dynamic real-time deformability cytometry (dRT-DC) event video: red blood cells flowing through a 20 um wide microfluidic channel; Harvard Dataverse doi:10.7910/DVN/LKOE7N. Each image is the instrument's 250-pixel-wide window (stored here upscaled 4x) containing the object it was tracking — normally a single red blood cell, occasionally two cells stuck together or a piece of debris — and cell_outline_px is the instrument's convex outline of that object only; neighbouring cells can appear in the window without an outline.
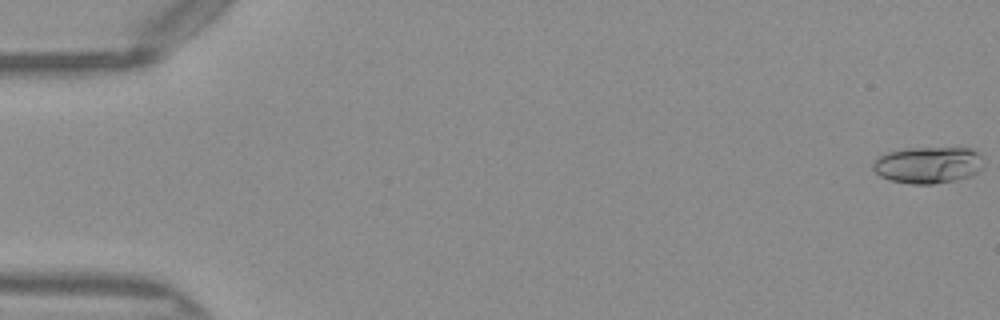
{"species": "Egyptian fruit bat (a non-hibernating species)", "species_latin": "Rousettus aegyptiacus", "temperature_condition": "warm", "stored_images_in_passage": 51, "camera_frame_rate_fps": 3000, "um_per_image_px": 0.085, "frame": {"image": 1, "passage_image": 1, "time_ms": 0.0, "image_size_px": [1000, 320], "cell_outline_px": [[984, 168], [972, 176], [956, 180], [932, 184], [912, 184], [888, 180], [880, 176], [872, 168], [872, 164], [876, 156], [888, 152], [908, 148], [972, 148], [980, 152]], "centroid_in_image_um": [78.9, 14.02], "position_along_channel_um": 6.1, "area_um2": 24.04}}
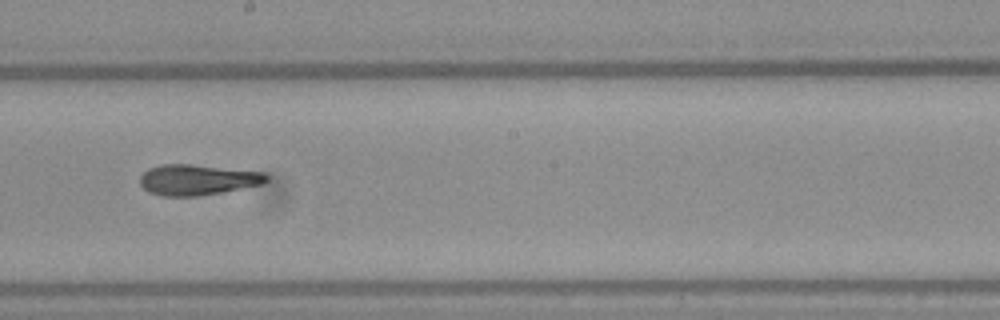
{"frame": {"image": 2, "passage_image": 29, "time_ms": 9.333, "image_size_px": [1000, 320], "cell_outline_px": [[268, 180], [260, 184], [224, 192], [196, 196], [164, 196], [148, 192], [140, 184], [140, 176], [148, 168], [160, 164], [192, 164], [264, 172], [268, 176]], "centroid_in_image_um": [16.76, 15.27], "position_along_channel_um": 231.4, "area_um2": 22.6}}
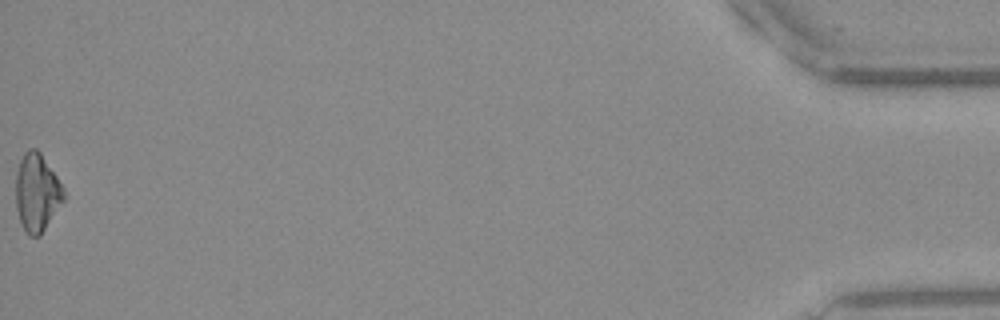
{"frame": {"image": 3, "passage_image": 51, "time_ms": 16.667, "image_size_px": [1000, 320], "cell_outline_px": [[64, 200], [40, 236], [28, 236], [20, 220], [16, 208], [16, 172], [20, 160], [24, 152], [28, 148], [36, 148], [40, 152], [64, 188]], "centroid_in_image_um": [3.13, 16.36], "position_along_channel_um": 432.1, "area_um2": 21.62}, "authors_computed_cell_mechanics": {"area_um2": 22.1374, "velocity_mm_per_s": 4.0835, "shape_relaxation_time_tau1_ms": null, "shape_relaxation_time_tau2_ms": 2.756, "deformation_change_tau1": null, "deformation_change_tau2": 0.0889}}